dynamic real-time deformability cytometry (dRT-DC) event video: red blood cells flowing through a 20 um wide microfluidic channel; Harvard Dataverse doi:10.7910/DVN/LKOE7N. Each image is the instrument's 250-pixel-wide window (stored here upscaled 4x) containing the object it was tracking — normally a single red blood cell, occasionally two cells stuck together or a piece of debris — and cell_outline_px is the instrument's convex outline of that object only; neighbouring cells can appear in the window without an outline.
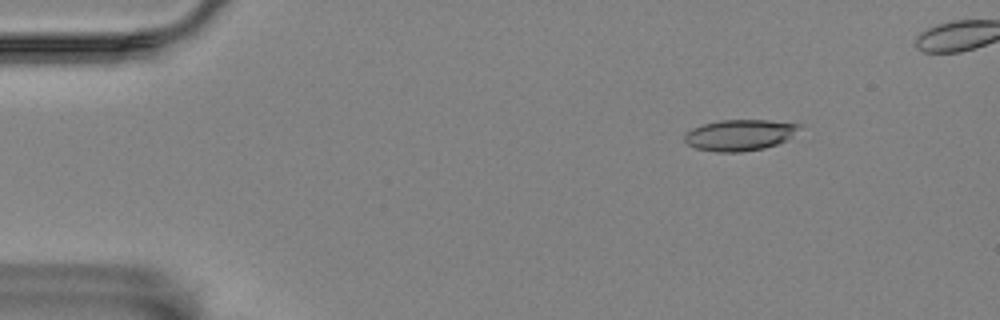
{"species": "Egyptian fruit bat (a non-hibernating species)", "species_latin": "Rousettus aegyptiacus", "temperature_condition": "room temperature", "stored_images_in_passage": 6, "camera_frame_rate_fps": 3000, "um_per_image_px": 0.085, "animal": {"sex": "female"}, "frame": {"image": 1, "passage_image": 3, "time_ms": 2.333, "image_size_px": [1000, 320], "cell_outline_px": [[804, 124], [788, 140], [764, 148], [740, 152], [716, 152], [696, 148], [688, 144], [684, 140], [684, 132], [692, 128], [704, 124], [720, 120], [768, 120]], "centroid_in_image_um": [62.89, 11.47], "position_along_channel_um": 22.1, "area_um2": 20.92}}